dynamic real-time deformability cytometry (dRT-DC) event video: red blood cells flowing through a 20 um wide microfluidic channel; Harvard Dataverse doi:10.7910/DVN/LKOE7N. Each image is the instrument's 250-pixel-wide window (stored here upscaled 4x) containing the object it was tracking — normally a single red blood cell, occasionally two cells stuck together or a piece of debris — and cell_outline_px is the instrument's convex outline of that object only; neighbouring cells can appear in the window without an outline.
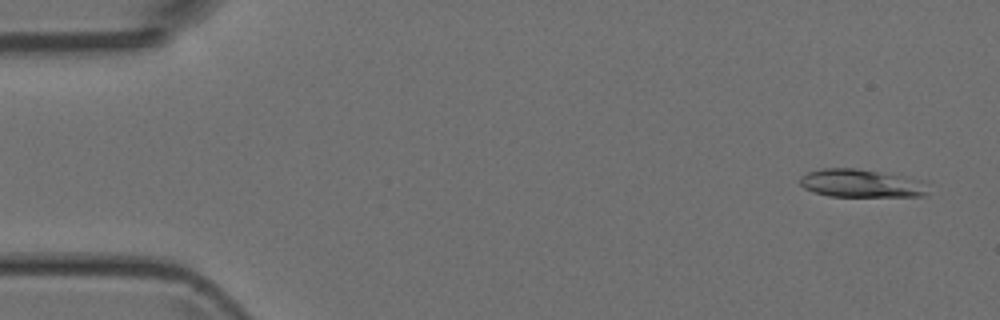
{"species": "Egyptian fruit bat (a non-hibernating species)", "species_latin": "Rousettus aegyptiacus", "temperature_condition": "room temperature", "stored_images_in_passage": 5, "camera_frame_rate_fps": 3000, "um_per_image_px": 0.085, "animal": {"sex": "female"}, "frame": {"image": 1, "passage_image": 1, "time_ms": 0.0, "image_size_px": [1000, 320], "cell_outline_px": [[928, 192], [924, 196], [828, 196], [812, 192], [804, 188], [800, 184], [800, 176], [808, 172], [824, 168], [856, 168], [928, 180]], "centroid_in_image_um": [73.25, 15.58], "position_along_channel_um": 11.7, "area_um2": 21.27}}
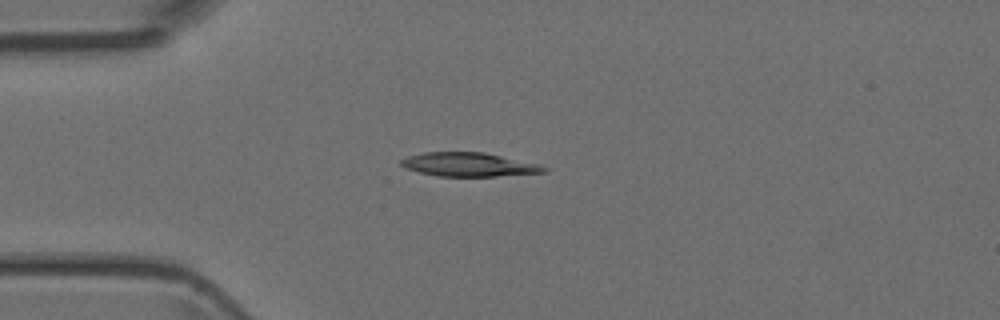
{"frame": {"image": 2, "passage_image": 3, "time_ms": 3.333, "image_size_px": [1000, 320], "cell_outline_px": [[548, 172], [496, 176], [436, 176], [404, 168], [400, 164], [400, 160], [408, 156], [424, 152], [484, 152], [540, 164], [548, 168]], "centroid_in_image_um": [39.86, 13.98], "position_along_channel_um": 45.1, "area_um2": 19.88}}
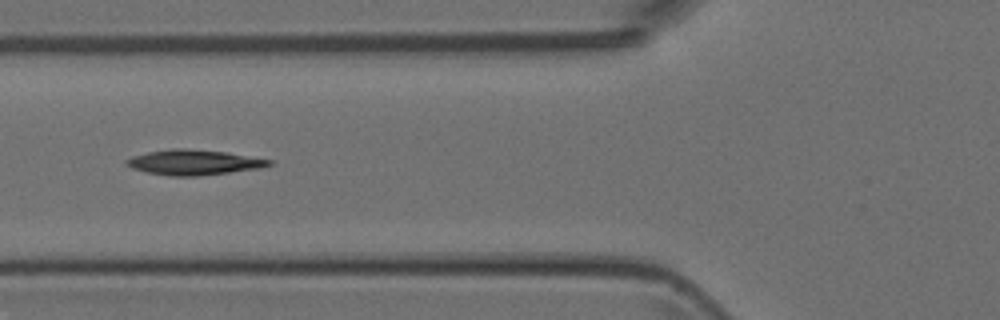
{"frame": {"image": 3, "passage_image": 5, "time_ms": 5.333, "image_size_px": [1000, 320], "cell_outline_px": [[272, 164], [260, 168], [196, 176], [168, 176], [148, 172], [132, 168], [124, 164], [124, 160], [132, 156], [148, 152], [172, 148], [184, 148], [224, 152], [272, 160]], "centroid_in_image_um": [16.41, 13.8], "position_along_channel_um": 109.4, "area_um2": 20.69}}